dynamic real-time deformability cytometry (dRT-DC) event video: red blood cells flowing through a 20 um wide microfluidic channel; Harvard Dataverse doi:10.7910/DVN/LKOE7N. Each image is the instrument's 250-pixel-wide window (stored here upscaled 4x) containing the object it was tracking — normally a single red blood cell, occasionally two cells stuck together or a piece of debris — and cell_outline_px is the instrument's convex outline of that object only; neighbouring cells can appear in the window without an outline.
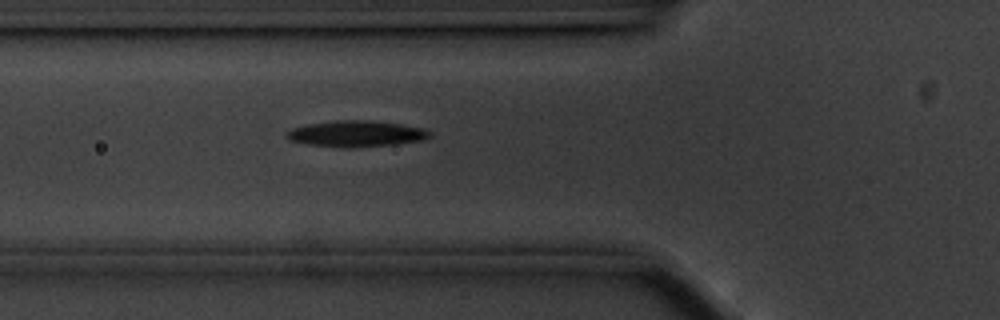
{"species": "common noctule bat (a hibernating species)", "species_latin": "Nyctalus noctula", "temperature_condition": "cold", "stored_images_in_passage": 39, "camera_frame_rate_fps": 3000, "um_per_image_px": 0.085, "animal": {"sex": "male", "body_mass_g": 20.1, "forearm_length_mm": 53.5}, "frame": {"image": 1, "passage_image": 8, "time_ms": 2.333, "image_size_px": [1000, 320], "cell_outline_px": [[432, 136], [424, 140], [392, 144], [348, 148], [340, 148], [304, 144], [288, 140], [284, 136], [284, 132], [292, 128], [308, 124], [336, 120], [368, 120], [400, 124], [424, 128], [432, 132]], "centroid_in_image_um": [30.23, 11.37], "position_along_channel_um": 95.6, "area_um2": 22.08}}
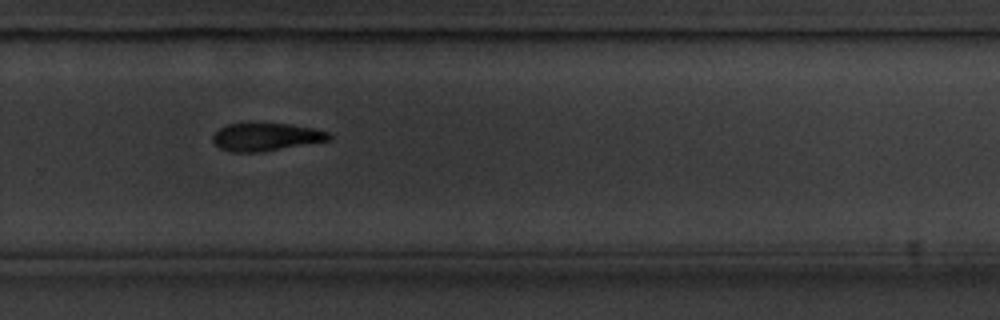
{"frame": {"image": 2, "passage_image": 26, "time_ms": 8.333, "image_size_px": [1000, 320], "cell_outline_px": [[332, 140], [260, 152], [228, 152], [220, 148], [212, 140], [212, 136], [220, 128], [228, 124], [288, 124], [312, 128], [332, 132]], "centroid_in_image_um": [22.65, 11.65], "position_along_channel_um": 307.2, "area_um2": 18.79}}
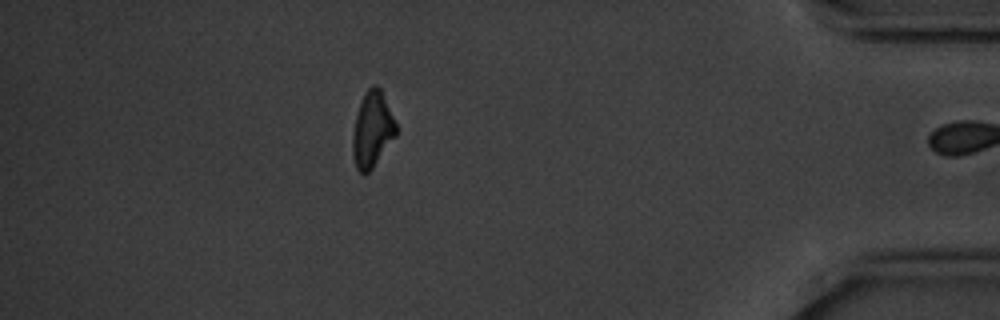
{"frame": {"image": 3, "passage_image": 38, "time_ms": 12.333, "image_size_px": [1000, 320], "cell_outline_px": [[396, 136], [372, 168], [368, 172], [360, 172], [356, 168], [352, 156], [352, 136], [356, 116], [364, 92], [372, 84], [376, 84], [380, 88], [396, 124]], "centroid_in_image_um": [31.62, 11.01], "position_along_channel_um": 403.6, "area_um2": 18.9}, "authors_computed_cell_mechanics": {"area_um2": 21.2126, "velocity_mm_per_s": 3.5223, "shape_relaxation_time_tau1_ms": 2.3667, "shape_relaxation_time_tau2_ms": null, "deformation_change_tau1": 0.1198, "deformation_change_tau2": null}}